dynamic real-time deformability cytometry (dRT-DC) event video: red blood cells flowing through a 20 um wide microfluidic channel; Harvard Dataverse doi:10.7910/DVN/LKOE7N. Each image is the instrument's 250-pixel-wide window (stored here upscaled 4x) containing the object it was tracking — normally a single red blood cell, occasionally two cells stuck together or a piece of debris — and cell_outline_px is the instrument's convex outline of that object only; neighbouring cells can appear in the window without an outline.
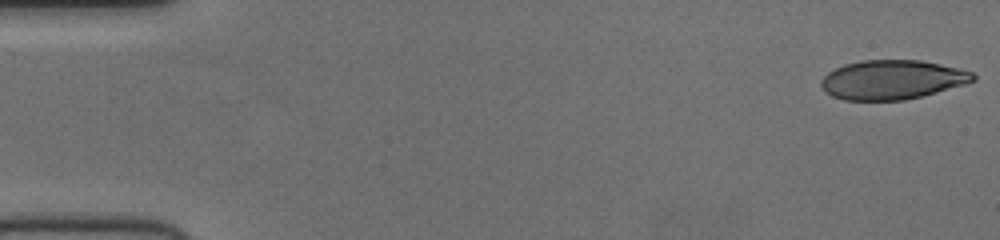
{"species": "human", "species_latin": "Homo sapiens", "temperature_condition": "cold", "stored_images_in_passage": 52, "camera_frame_rate_fps": 3000, "um_per_image_px": 0.085, "donor": {"sex": "female"}, "frame": {"image": 1, "passage_image": 1, "time_ms": 0.0, "image_size_px": [1000, 240], "cell_outline_px": [[976, 80], [964, 84], [936, 92], [904, 100], [844, 100], [832, 96], [820, 84], [820, 80], [828, 72], [844, 64], [864, 60], [920, 60], [940, 64], [972, 72], [976, 76]], "centroid_in_image_um": [75.82, 6.77], "position_along_channel_um": 9.2, "area_um2": 34.45}}
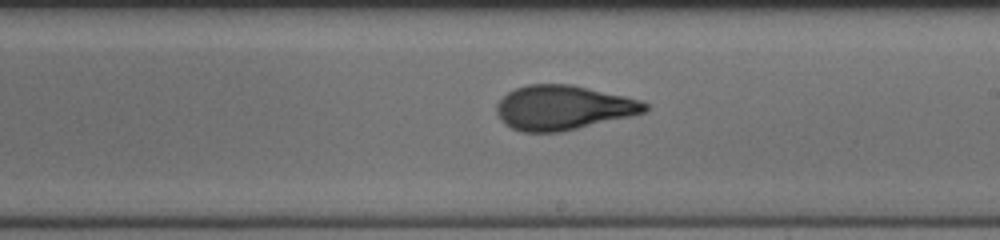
{"frame": {"image": 2, "passage_image": 30, "time_ms": 9.667, "image_size_px": [1000, 240], "cell_outline_px": [[648, 108], [644, 112], [628, 116], [560, 132], [520, 132], [504, 124], [496, 112], [496, 104], [508, 92], [516, 88], [528, 84], [572, 84], [624, 96], [640, 100], [648, 104]], "centroid_in_image_um": [47.82, 9.14], "position_along_channel_um": 241.2, "area_um2": 38.15}}
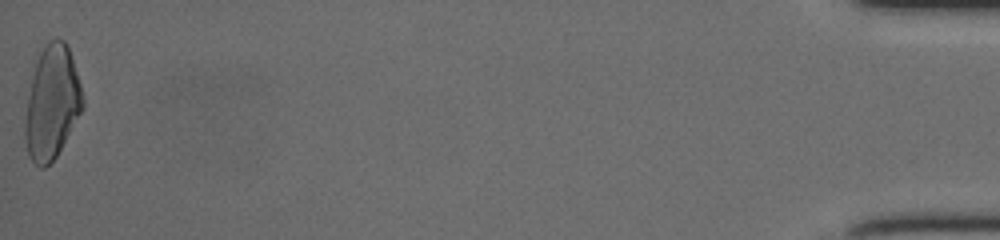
{"frame": {"image": 3, "passage_image": 52, "time_ms": 17.0, "image_size_px": [1000, 240], "cell_outline_px": [[84, 108], [56, 156], [44, 168], [40, 168], [28, 156], [24, 136], [24, 120], [32, 76], [40, 52], [48, 40], [64, 40], [68, 48], [80, 84], [84, 100]], "centroid_in_image_um": [4.4, 8.77], "position_along_channel_um": 430.8, "area_um2": 37.57}}